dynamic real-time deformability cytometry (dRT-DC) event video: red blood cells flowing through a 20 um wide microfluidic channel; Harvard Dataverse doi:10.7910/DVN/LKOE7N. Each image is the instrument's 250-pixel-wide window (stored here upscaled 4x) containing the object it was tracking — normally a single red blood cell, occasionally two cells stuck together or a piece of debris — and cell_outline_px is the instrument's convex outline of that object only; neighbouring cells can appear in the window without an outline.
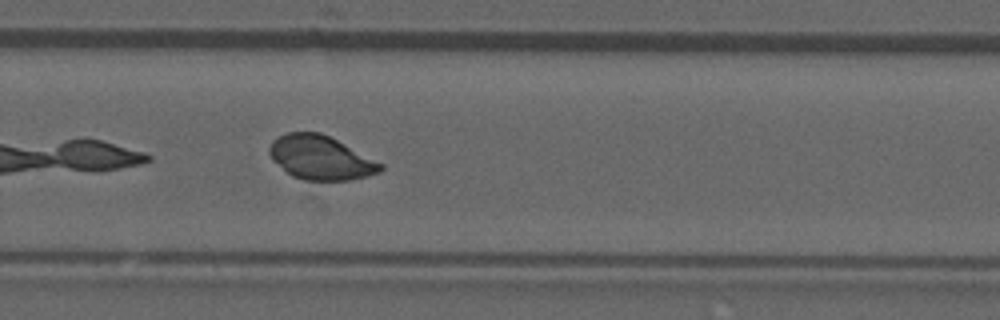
{"species": "common noctule bat (a hibernating species)", "species_latin": "Nyctalus noctula", "temperature_condition": "room temperature", "stored_images_in_passage": 10, "segment_of_instrument_passage": [1, 2], "camera_frame_rate_fps": 3000, "um_per_image_px": 0.085, "animal": {"sex": "male", "forearm_length_mm": 52.5}, "frame": {"image": 1, "passage_image": 9, "time_ms": 2.667, "image_size_px": [1000, 320], "cell_outline_px": [[384, 168], [380, 172], [348, 180], [304, 180], [292, 176], [272, 160], [268, 152], [268, 148], [272, 140], [276, 136], [288, 132], [320, 132], [384, 164]], "centroid_in_image_um": [27.21, 13.4], "position_along_channel_um": 302.6, "area_um2": 28.32}}